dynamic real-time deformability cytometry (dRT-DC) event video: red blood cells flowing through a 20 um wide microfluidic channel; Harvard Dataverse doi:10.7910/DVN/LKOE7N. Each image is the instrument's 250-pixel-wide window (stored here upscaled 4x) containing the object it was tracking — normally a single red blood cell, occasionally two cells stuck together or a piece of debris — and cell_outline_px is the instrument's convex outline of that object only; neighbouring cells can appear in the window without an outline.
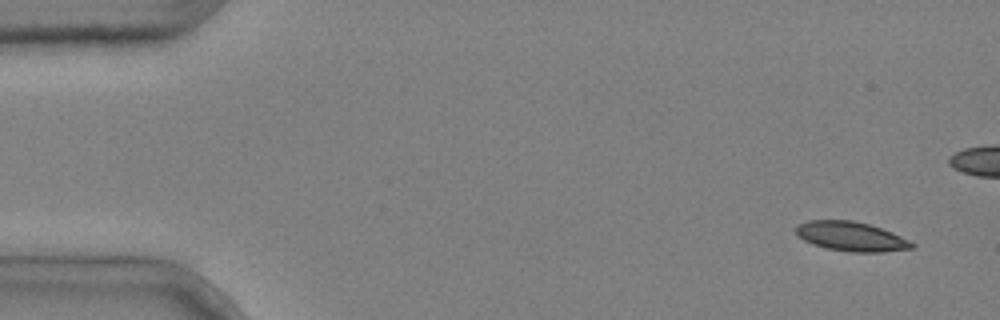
{"species": "common noctule bat (a hibernating species)", "species_latin": "Nyctalus noctula", "temperature_condition": "cold", "stored_images_in_passage": 8, "camera_frame_rate_fps": 3000, "um_per_image_px": 0.085, "animal": {"sex": "male", "body_mass_g": 20.4}, "frame": {"image": 1, "passage_image": 1, "time_ms": 0.0, "image_size_px": [1000, 320], "cell_outline_px": [[916, 248], [884, 252], [848, 252], [828, 248], [812, 244], [796, 236], [796, 224], [808, 220], [852, 220], [868, 224], [892, 232], [916, 244]], "centroid_in_image_um": [72.34, 20.1], "position_along_channel_um": 12.7, "area_um2": 20.0}}